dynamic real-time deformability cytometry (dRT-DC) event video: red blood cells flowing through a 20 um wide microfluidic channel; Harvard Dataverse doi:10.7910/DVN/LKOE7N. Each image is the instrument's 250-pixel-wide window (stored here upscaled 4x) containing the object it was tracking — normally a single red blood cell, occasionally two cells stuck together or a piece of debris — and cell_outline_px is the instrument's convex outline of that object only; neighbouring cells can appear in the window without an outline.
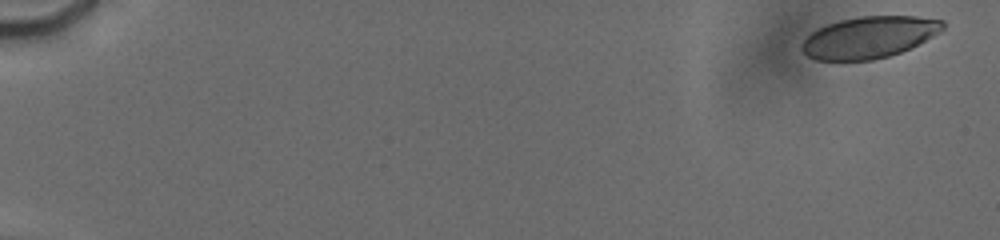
{"species": "human", "species_latin": "Homo sapiens", "temperature_condition": "cold", "stored_images_in_passage": 140, "camera_frame_rate_fps": 3000, "um_per_image_px": 0.085, "donor": {"sex": "male"}, "frame": {"image": 1, "passage_image": 6, "time_ms": 0.667, "image_size_px": [1000, 240], "cell_outline_px": [[944, 28], [940, 32], [900, 52], [888, 56], [872, 60], [816, 60], [808, 56], [800, 48], [800, 44], [812, 32], [828, 24], [840, 20], [860, 16], [916, 16], [944, 20]], "centroid_in_image_um": [73.86, 3.16], "position_along_channel_um": 11.1, "area_um2": 33.87}}
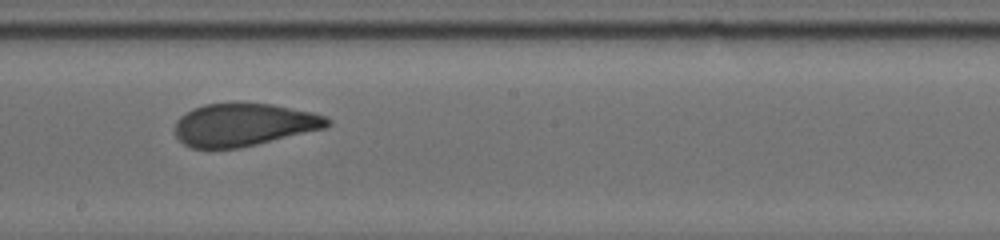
{"frame": {"image": 2, "passage_image": 86, "time_ms": 11.333, "image_size_px": [1000, 240], "cell_outline_px": [[332, 124], [324, 128], [240, 148], [192, 148], [184, 144], [176, 136], [176, 120], [180, 116], [192, 108], [204, 104], [272, 104], [312, 112], [324, 116], [332, 120]], "centroid_in_image_um": [20.72, 10.6], "position_along_channel_um": 227.5, "area_um2": 37.57}}
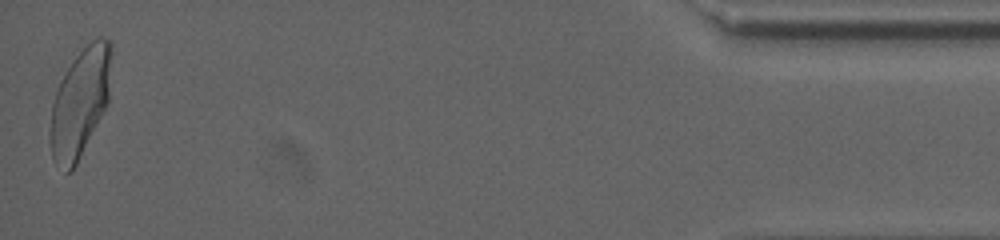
{"frame": {"image": 3, "passage_image": 139, "time_ms": 18.667, "image_size_px": [1000, 240], "cell_outline_px": [[112, 52], [108, 104], [72, 172], [68, 172], [52, 156], [48, 136], [52, 104], [60, 80], [76, 56], [96, 36], [104, 36], [112, 44]], "centroid_in_image_um": [6.82, 8.69], "position_along_channel_um": 428.4, "area_um2": 38.61}, "authors_computed_cell_mechanics": {"area_um2": 38.148, "velocity_mm_per_s": 3.7942, "shape_relaxation_time_tau1_ms": 6.0192, "shape_relaxation_time_tau2_ms": 0.9967, "deformation_change_tau1": 0.1663, "deformation_change_tau2": 0.075}}